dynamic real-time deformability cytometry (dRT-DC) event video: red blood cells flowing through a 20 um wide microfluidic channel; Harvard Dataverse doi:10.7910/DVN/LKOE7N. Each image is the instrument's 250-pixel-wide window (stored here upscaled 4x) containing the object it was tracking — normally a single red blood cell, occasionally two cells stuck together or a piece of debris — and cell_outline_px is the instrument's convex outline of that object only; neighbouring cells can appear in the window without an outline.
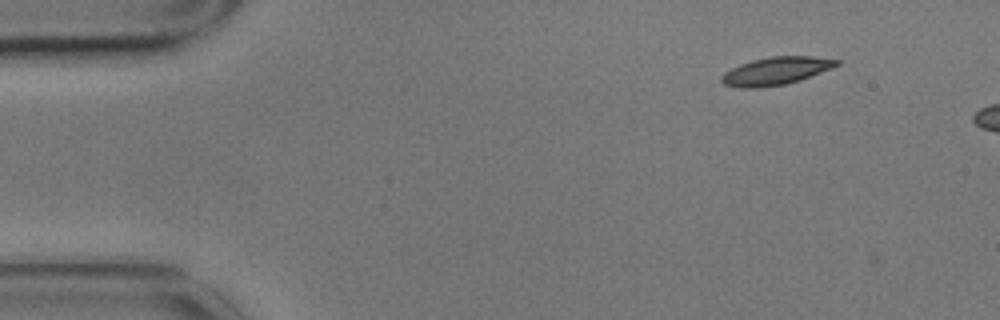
{"species": "common noctule bat (a hibernating species)", "species_latin": "Nyctalus noctula", "temperature_condition": "cold", "stored_images_in_passage": 5, "camera_frame_rate_fps": 3000, "um_per_image_px": 0.085, "animal": {"sex": "male", "body_mass_g": 17.9}, "frame": {"image": 1, "passage_image": 2, "time_ms": 0.333, "image_size_px": [1000, 320], "cell_outline_px": [[840, 64], [832, 68], [800, 80], [784, 84], [760, 88], [740, 88], [724, 84], [720, 80], [720, 76], [724, 72], [740, 64], [752, 60], [772, 56], [812, 56], [840, 60]], "centroid_in_image_um": [65.94, 6.03], "position_along_channel_um": 19.1, "area_um2": 18.67}}